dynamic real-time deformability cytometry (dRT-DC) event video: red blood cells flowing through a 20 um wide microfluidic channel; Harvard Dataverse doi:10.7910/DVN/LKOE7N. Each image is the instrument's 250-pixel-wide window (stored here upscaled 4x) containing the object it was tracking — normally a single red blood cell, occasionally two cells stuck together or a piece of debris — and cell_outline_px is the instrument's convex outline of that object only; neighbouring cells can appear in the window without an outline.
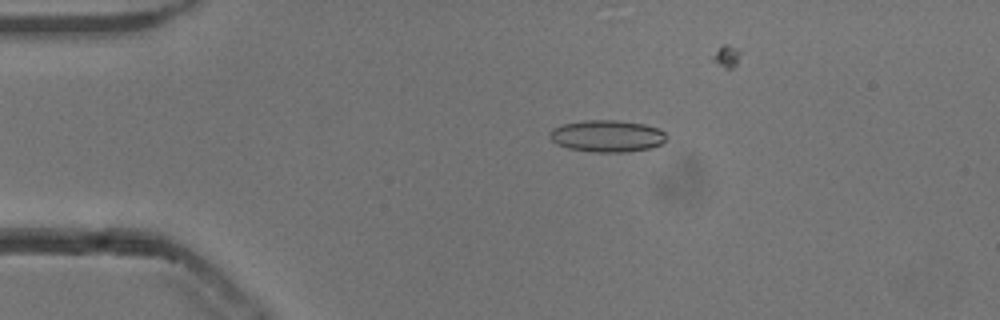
{"species": "common noctule bat (a hibernating species)", "species_latin": "Nyctalus noctula", "temperature_condition": "cold", "stored_images_in_passage": 34, "camera_frame_rate_fps": 3000, "um_per_image_px": 0.085, "animal": {"sex": "male", "body_mass_g": 13.3}, "frame": {"image": 1, "passage_image": 3, "time_ms": 0.667, "image_size_px": [1000, 320], "cell_outline_px": [[668, 136], [660, 144], [648, 148], [628, 152], [592, 152], [568, 148], [556, 144], [548, 136], [548, 132], [552, 128], [564, 124], [584, 120], [616, 120], [644, 124], [656, 128], [664, 132]], "centroid_in_image_um": [51.56, 11.56], "position_along_channel_um": 33.4, "area_um2": 21.68}}
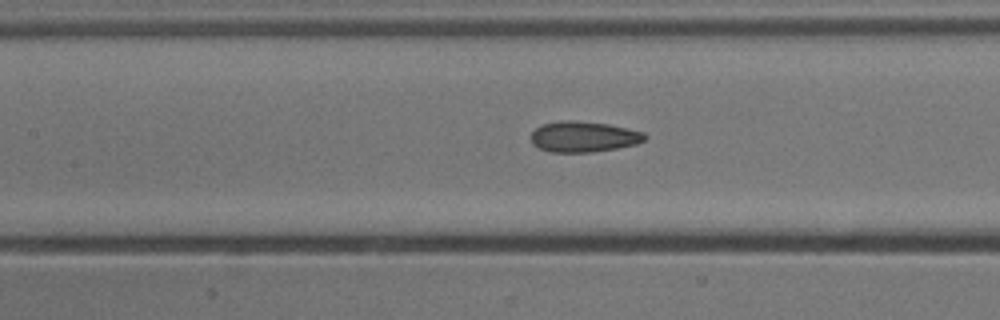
{"frame": {"image": 2, "passage_image": 16, "time_ms": 5.0, "image_size_px": [1000, 320], "cell_outline_px": [[648, 136], [644, 140], [636, 144], [616, 148], [592, 152], [548, 152], [532, 144], [532, 132], [536, 128], [544, 124], [560, 120], [572, 120], [608, 124], [628, 128], [644, 132]], "centroid_in_image_um": [49.62, 11.62], "position_along_channel_um": 157.8, "area_um2": 20.35}}
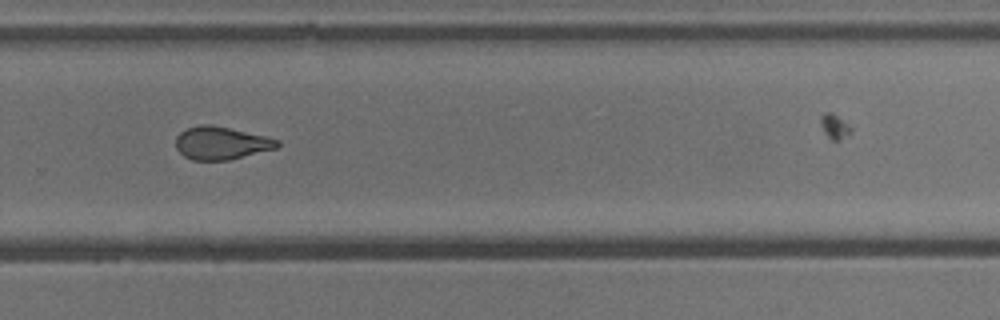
{"frame": {"image": 3, "passage_image": 28, "time_ms": 9.0, "image_size_px": [1000, 320], "cell_outline_px": [[280, 144], [276, 148], [228, 160], [192, 160], [184, 156], [176, 148], [176, 136], [180, 132], [188, 128], [200, 124], [212, 124], [264, 136], [280, 140]], "centroid_in_image_um": [18.78, 12.15], "position_along_channel_um": 311.0, "area_um2": 19.31}}